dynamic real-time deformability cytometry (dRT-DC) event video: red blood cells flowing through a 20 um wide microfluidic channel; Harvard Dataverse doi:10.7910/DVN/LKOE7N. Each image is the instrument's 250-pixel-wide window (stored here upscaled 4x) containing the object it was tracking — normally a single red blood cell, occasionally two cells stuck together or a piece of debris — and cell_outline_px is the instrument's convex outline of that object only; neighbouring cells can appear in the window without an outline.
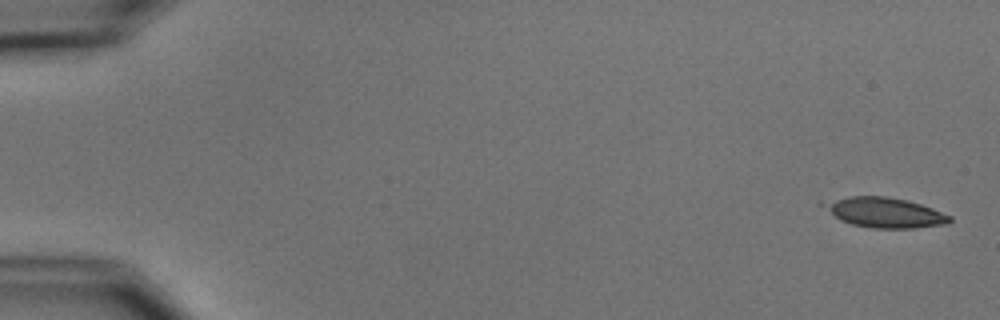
{"species": "common noctule bat (a hibernating species)", "species_latin": "Nyctalus noctula", "temperature_condition": "cold", "stored_images_in_passage": 5, "camera_frame_rate_fps": 3000, "um_per_image_px": 0.085, "animal": {"sex": "male", "body_mass_g": 15.6}, "frame": {"image": 1, "passage_image": 1, "time_ms": 0.0, "image_size_px": [1000, 320], "cell_outline_px": [[952, 220], [948, 224], [912, 228], [872, 228], [852, 224], [840, 220], [816, 204], [820, 200], [848, 196], [884, 196], [908, 200], [932, 208], [952, 216]], "centroid_in_image_um": [75.1, 18.04], "position_along_channel_um": 9.9, "area_um2": 22.54}}
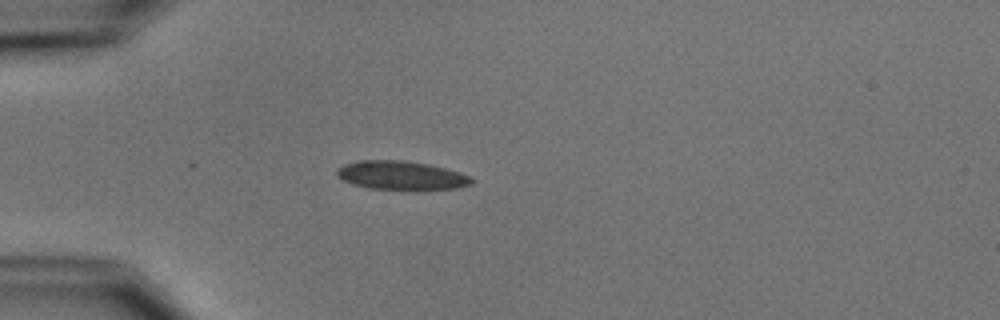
{"frame": {"image": 2, "passage_image": 5, "time_ms": 4.667, "image_size_px": [1000, 320], "cell_outline_px": [[476, 180], [472, 184], [456, 188], [416, 192], [368, 188], [352, 184], [336, 176], [336, 168], [344, 164], [360, 160], [404, 160], [428, 164], [460, 172], [472, 176]], "centroid_in_image_um": [34.15, 14.94], "position_along_channel_um": 50.8, "area_um2": 23.52}}